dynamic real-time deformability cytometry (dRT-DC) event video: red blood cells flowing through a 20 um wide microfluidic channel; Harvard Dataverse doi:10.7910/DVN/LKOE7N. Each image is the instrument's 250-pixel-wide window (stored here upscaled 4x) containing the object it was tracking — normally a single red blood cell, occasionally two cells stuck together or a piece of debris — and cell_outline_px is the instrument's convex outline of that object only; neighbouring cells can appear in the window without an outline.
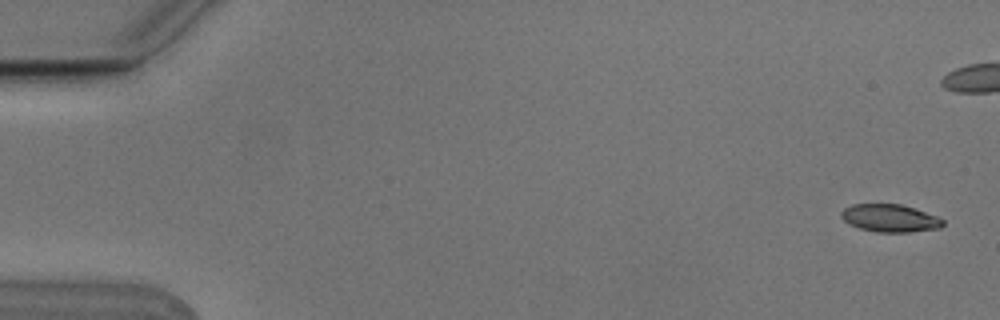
{"species": "Egyptian fruit bat (a non-hibernating species)", "species_latin": "Rousettus aegyptiacus", "temperature_condition": "cold", "stored_images_in_passage": 6, "camera_frame_rate_fps": 3000, "um_per_image_px": 0.085, "animal": {"sex": "male"}, "frame": {"image": 1, "passage_image": 1, "time_ms": 0.0, "image_size_px": [1000, 320], "cell_outline_px": [[944, 224], [940, 228], [908, 232], [876, 232], [860, 228], [848, 224], [840, 216], [840, 212], [844, 208], [852, 204], [900, 204], [936, 216], [944, 220]], "centroid_in_image_um": [75.61, 18.54], "position_along_channel_um": 9.4, "area_um2": 16.3}}